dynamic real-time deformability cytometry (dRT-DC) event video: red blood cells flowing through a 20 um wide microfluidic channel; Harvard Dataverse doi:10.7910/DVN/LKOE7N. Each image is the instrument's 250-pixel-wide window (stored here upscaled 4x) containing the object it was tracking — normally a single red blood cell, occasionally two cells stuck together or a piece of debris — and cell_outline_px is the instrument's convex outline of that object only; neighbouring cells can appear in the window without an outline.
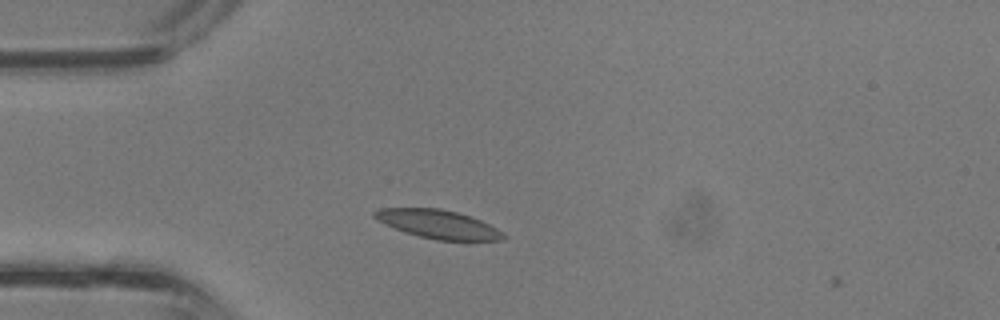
{"species": "common noctule bat (a hibernating species)", "species_latin": "Nyctalus noctula", "temperature_condition": "room temperature", "stored_images_in_passage": 4, "camera_frame_rate_fps": 3000, "um_per_image_px": 0.085, "animal": {"sex": "male", "body_mass_g": 13.3}, "frame": {"image": 1, "passage_image": 3, "time_ms": 0.667, "image_size_px": [1000, 320], "cell_outline_px": [[508, 236], [500, 240], [436, 240], [404, 232], [376, 220], [372, 216], [372, 212], [380, 208], [440, 208], [456, 212], [480, 220], [504, 232]], "centroid_in_image_um": [37.21, 19.05], "position_along_channel_um": 47.8, "area_um2": 21.33}}